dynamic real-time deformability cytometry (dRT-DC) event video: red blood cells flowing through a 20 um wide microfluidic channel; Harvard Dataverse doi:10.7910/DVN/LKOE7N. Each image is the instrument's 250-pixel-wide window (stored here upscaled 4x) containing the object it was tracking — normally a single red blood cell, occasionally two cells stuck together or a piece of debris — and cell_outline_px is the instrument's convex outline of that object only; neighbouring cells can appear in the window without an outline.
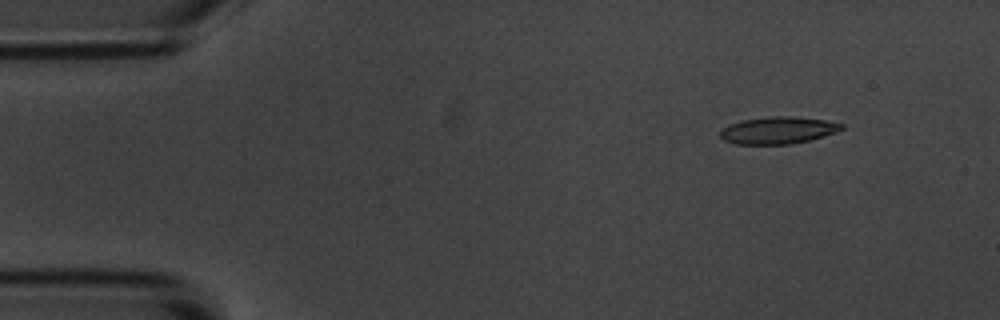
{"species": "common noctule bat (a hibernating species)", "species_latin": "Nyctalus noctula", "temperature_condition": "room temperature", "stored_images_in_passage": 5, "camera_frame_rate_fps": 3000, "um_per_image_px": 0.085, "animal": {"sex": "male", "body_mass_g": 20.1, "forearm_length_mm": 53.5}, "frame": {"image": 1, "passage_image": 2, "time_ms": 1.333, "image_size_px": [1000, 320], "cell_outline_px": [[844, 128], [836, 132], [824, 136], [792, 144], [736, 144], [724, 140], [720, 136], [720, 132], [728, 124], [740, 120], [772, 116], [792, 116], [824, 120], [844, 124]], "centroid_in_image_um": [66.12, 11.07], "position_along_channel_um": 18.9, "area_um2": 19.13}}
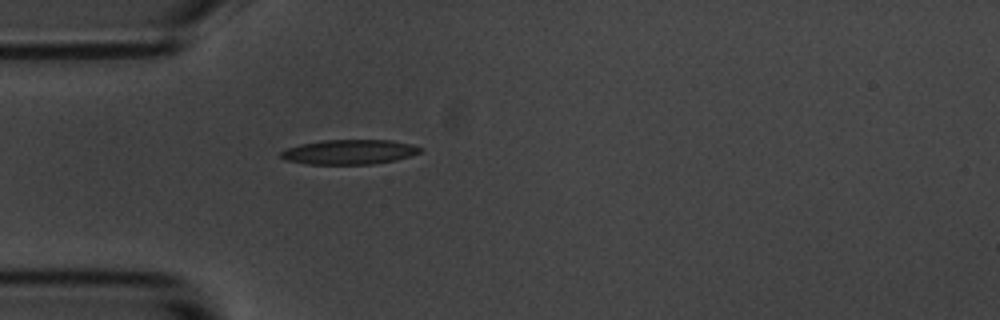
{"frame": {"image": 2, "passage_image": 5, "time_ms": 4.667, "image_size_px": [1000, 320], "cell_outline_px": [[424, 148], [420, 152], [396, 160], [372, 164], [308, 164], [284, 160], [280, 156], [280, 152], [288, 148], [300, 144], [324, 140], [392, 140], [412, 144]], "centroid_in_image_um": [29.69, 12.91], "position_along_channel_um": 55.3, "area_um2": 20.06}}